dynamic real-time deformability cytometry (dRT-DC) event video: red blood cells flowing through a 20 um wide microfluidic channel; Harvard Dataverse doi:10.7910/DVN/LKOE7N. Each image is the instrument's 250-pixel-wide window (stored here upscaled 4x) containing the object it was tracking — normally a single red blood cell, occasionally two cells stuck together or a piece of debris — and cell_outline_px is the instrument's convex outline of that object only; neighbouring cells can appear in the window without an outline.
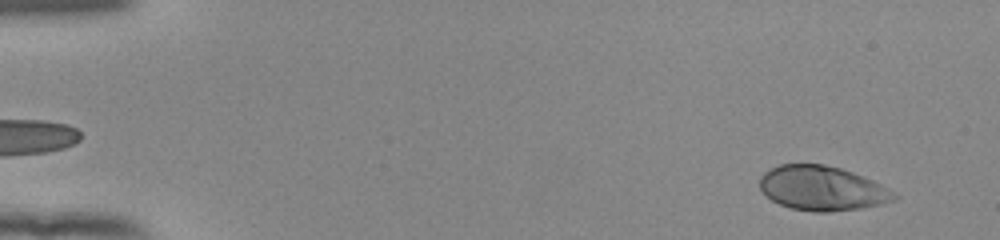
{"species": "human", "species_latin": "Homo sapiens", "temperature_condition": "room temperature", "stored_images_in_passage": 52, "camera_frame_rate_fps": 3000, "um_per_image_px": 0.085, "donor": {"sex": "female"}, "frame": {"image": 1, "passage_image": 3, "time_ms": 0.667, "image_size_px": [1000, 240], "cell_outline_px": [[900, 196], [896, 200], [880, 204], [860, 208], [828, 212], [816, 212], [792, 208], [780, 204], [772, 200], [760, 188], [760, 176], [764, 172], [780, 164], [824, 164], [840, 168], [864, 176], [896, 192]], "centroid_in_image_um": [69.91, 16.0], "position_along_channel_um": 15.1, "area_um2": 34.8}}
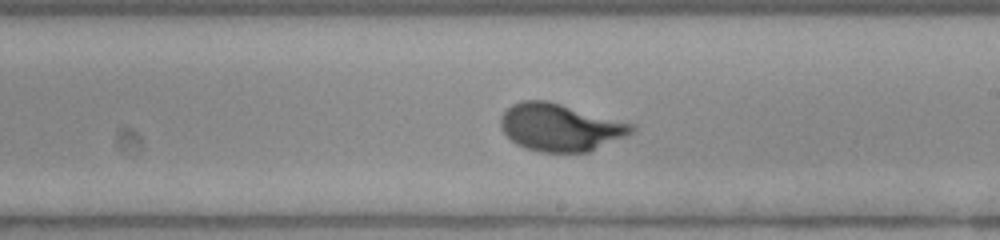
{"frame": {"image": 2, "passage_image": 31, "time_ms": 10.0, "image_size_px": [1000, 240], "cell_outline_px": [[636, 128], [632, 132], [624, 136], [588, 152], [540, 152], [524, 148], [516, 144], [500, 128], [500, 116], [512, 104], [520, 100], [548, 100], [636, 124]], "centroid_in_image_um": [47.6, 10.81], "position_along_channel_um": 241.4, "area_um2": 36.3}}
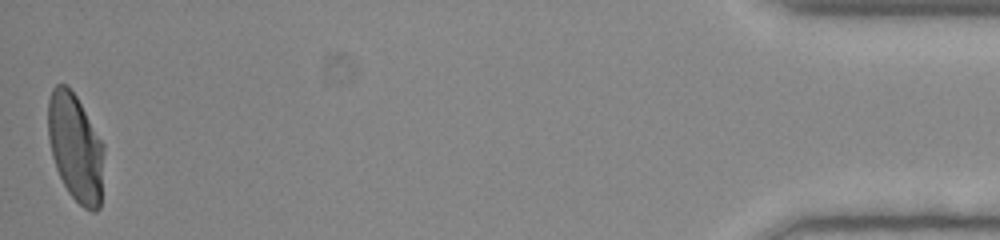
{"frame": {"image": 3, "passage_image": 52, "time_ms": 17.0, "image_size_px": [1000, 240], "cell_outline_px": [[104, 152], [100, 208], [96, 212], [92, 212], [84, 208], [68, 192], [56, 168], [52, 156], [48, 136], [48, 100], [52, 88], [56, 84], [64, 84], [76, 96], [104, 144]], "centroid_in_image_um": [6.42, 12.56], "position_along_channel_um": 428.8, "area_um2": 35.03}, "authors_computed_cell_mechanics": {"area_um2": 34.8823, "velocity_mm_per_s": 3.8945, "shape_relaxation_time_tau1_ms": 2.9502, "shape_relaxation_time_tau2_ms": null, "deformation_change_tau1": 0.1928, "deformation_change_tau2": null}}